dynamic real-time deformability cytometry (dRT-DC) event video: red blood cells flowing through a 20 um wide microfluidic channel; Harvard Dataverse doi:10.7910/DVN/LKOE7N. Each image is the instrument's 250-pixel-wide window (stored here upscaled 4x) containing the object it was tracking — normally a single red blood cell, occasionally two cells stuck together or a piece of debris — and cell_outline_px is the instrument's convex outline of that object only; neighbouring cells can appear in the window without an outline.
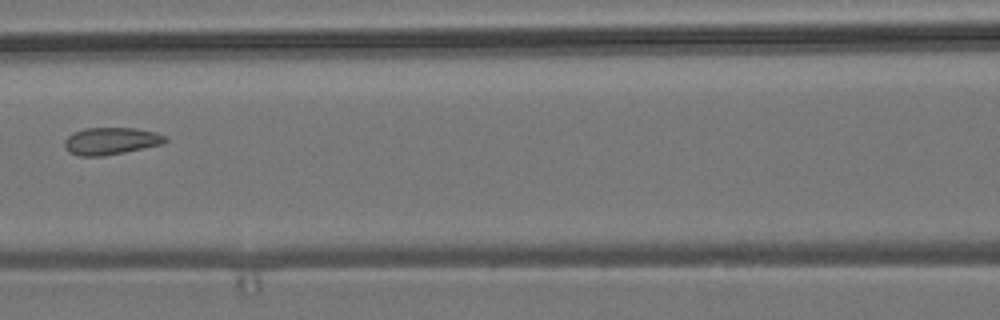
{"species": "common noctule bat (a hibernating species)", "species_latin": "Nyctalus noctula", "temperature_condition": "room temperature", "stored_images_in_passage": 5, "camera_frame_rate_fps": 3000, "um_per_image_px": 0.085, "animal": {"sex": "male", "body_mass_g": 19.2, "forearm_length_mm": 51.8}, "frame": {"image": 1, "passage_image": 4, "time_ms": 3.667, "image_size_px": [1000, 320], "cell_outline_px": [[168, 140], [160, 144], [124, 152], [104, 156], [80, 156], [68, 152], [64, 148], [64, 140], [72, 132], [84, 128], [136, 128], [156, 132], [164, 136]], "centroid_in_image_um": [9.36, 11.98], "position_along_channel_um": 157.2, "area_um2": 15.95}}
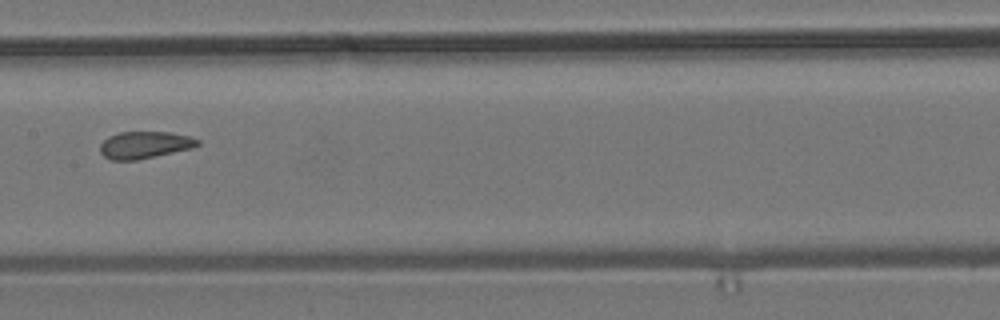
{"frame": {"image": 2, "passage_image": 5, "time_ms": 4.667, "image_size_px": [1000, 320], "cell_outline_px": [[200, 144], [192, 148], [156, 156], [136, 160], [112, 160], [104, 156], [100, 152], [100, 144], [108, 136], [120, 132], [172, 132], [192, 136], [200, 140]], "centroid_in_image_um": [12.32, 12.31], "position_along_channel_um": 195.1, "area_um2": 15.49}}